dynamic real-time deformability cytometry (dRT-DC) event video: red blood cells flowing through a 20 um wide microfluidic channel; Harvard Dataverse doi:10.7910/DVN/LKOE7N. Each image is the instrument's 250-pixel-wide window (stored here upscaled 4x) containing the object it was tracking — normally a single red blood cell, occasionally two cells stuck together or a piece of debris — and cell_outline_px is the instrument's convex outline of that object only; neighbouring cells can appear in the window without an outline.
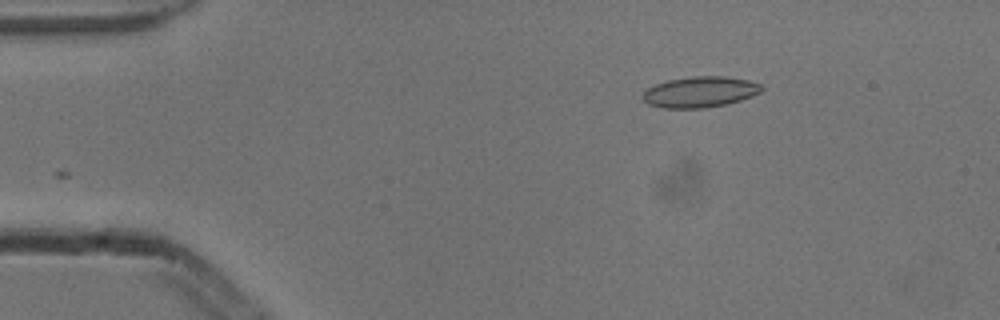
{"species": "common noctule bat (a hibernating species)", "species_latin": "Nyctalus noctula", "temperature_condition": "cold", "stored_images_in_passage": 3, "camera_frame_rate_fps": 3000, "um_per_image_px": 0.085, "animal": {"sex": "male", "body_mass_g": 13.3}, "frame": {"image": 1, "passage_image": 3, "time_ms": 0.667, "image_size_px": [1000, 320], "cell_outline_px": [[764, 88], [760, 92], [752, 96], [740, 100], [724, 104], [704, 108], [664, 108], [648, 104], [640, 96], [648, 88], [656, 84], [668, 80], [692, 76], [724, 76], [748, 80], [760, 84]], "centroid_in_image_um": [59.49, 7.81], "position_along_channel_um": 25.5, "area_um2": 21.27}}